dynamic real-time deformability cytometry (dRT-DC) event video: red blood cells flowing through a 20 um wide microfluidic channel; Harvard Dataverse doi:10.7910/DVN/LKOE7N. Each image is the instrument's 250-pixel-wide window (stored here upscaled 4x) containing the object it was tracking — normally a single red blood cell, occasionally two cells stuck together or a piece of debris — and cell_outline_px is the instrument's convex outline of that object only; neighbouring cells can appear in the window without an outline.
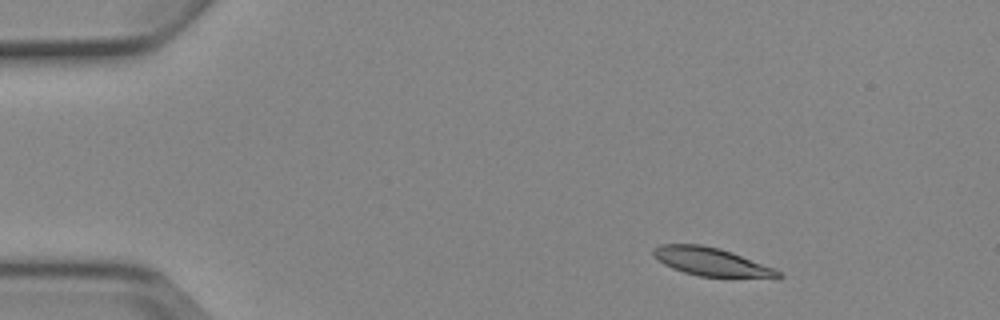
{"species": "Egyptian fruit bat (a non-hibernating species)", "species_latin": "Rousettus aegyptiacus", "temperature_condition": "cold", "stored_images_in_passage": 5, "camera_frame_rate_fps": 3000, "um_per_image_px": 0.085, "animal": {"sex": "female"}, "frame": {"image": 1, "passage_image": 2, "time_ms": 1.333, "image_size_px": [1000, 320], "cell_outline_px": [[784, 276], [700, 276], [684, 272], [672, 268], [664, 264], [652, 256], [652, 248], [660, 244], [700, 244], [720, 248], [732, 252], [772, 268], [780, 272]], "centroid_in_image_um": [60.3, 22.21], "position_along_channel_um": 24.7, "area_um2": 19.88}}
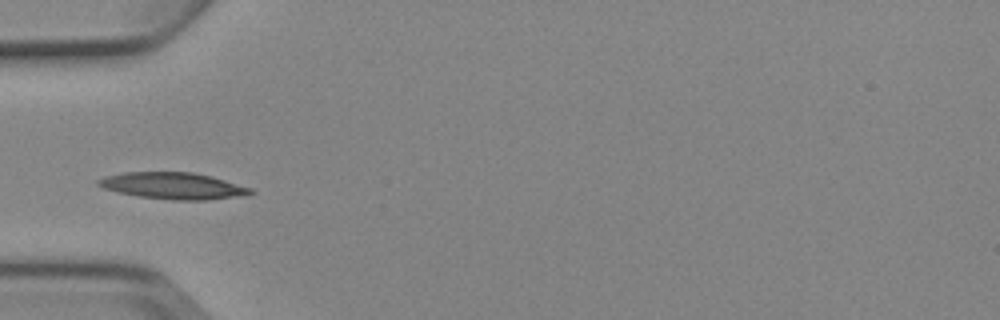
{"frame": {"image": 2, "passage_image": 5, "time_ms": 4.667, "image_size_px": [1000, 320], "cell_outline_px": [[256, 192], [248, 196], [208, 200], [172, 200], [140, 196], [120, 192], [104, 188], [96, 184], [96, 180], [104, 176], [124, 172], [192, 172], [212, 176], [252, 188]], "centroid_in_image_um": [14.79, 15.79], "position_along_channel_um": 70.2, "area_um2": 23.81}}